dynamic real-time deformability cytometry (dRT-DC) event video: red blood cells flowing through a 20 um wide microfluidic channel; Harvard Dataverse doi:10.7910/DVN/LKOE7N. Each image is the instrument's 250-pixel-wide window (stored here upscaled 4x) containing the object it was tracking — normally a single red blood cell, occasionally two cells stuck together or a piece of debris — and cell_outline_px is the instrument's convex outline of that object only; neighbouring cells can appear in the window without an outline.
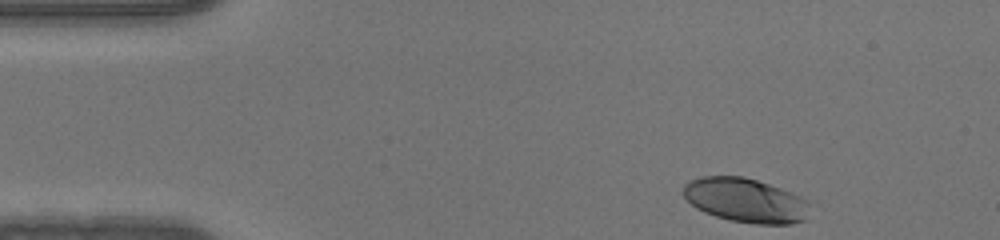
{"species": "human", "species_latin": "Homo sapiens", "temperature_condition": "warm", "stored_images_in_passage": 39, "camera_frame_rate_fps": 3000, "um_per_image_px": 0.085, "donor": {"sex": "male"}, "frame": {"image": 1, "passage_image": 1, "time_ms": 0.0, "image_size_px": [1000, 240], "cell_outline_px": [[808, 200], [804, 220], [792, 224], [756, 224], [732, 220], [716, 216], [704, 212], [696, 208], [684, 196], [684, 184], [692, 180], [704, 176], [744, 176], [780, 188], [800, 196]], "centroid_in_image_um": [63.35, 17.02], "position_along_channel_um": 21.6, "area_um2": 32.14}}
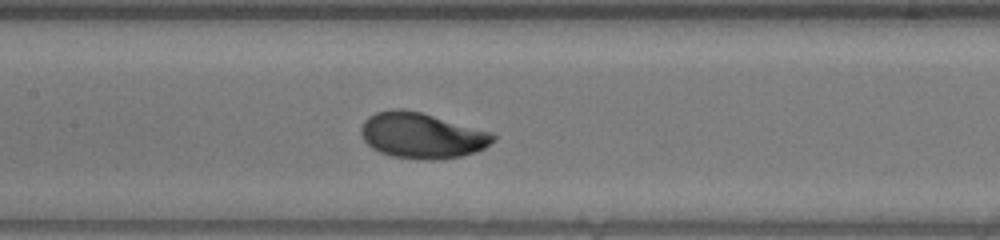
{"frame": {"image": 2, "passage_image": 18, "time_ms": 5.667, "image_size_px": [1000, 240], "cell_outline_px": [[496, 140], [484, 148], [476, 152], [460, 156], [436, 160], [424, 160], [392, 156], [380, 152], [372, 148], [364, 140], [360, 132], [360, 128], [364, 120], [368, 116], [376, 112], [388, 108], [400, 108], [420, 112], [492, 132], [496, 136]], "centroid_in_image_um": [35.84, 11.51], "position_along_channel_um": 171.6, "area_um2": 35.32}}
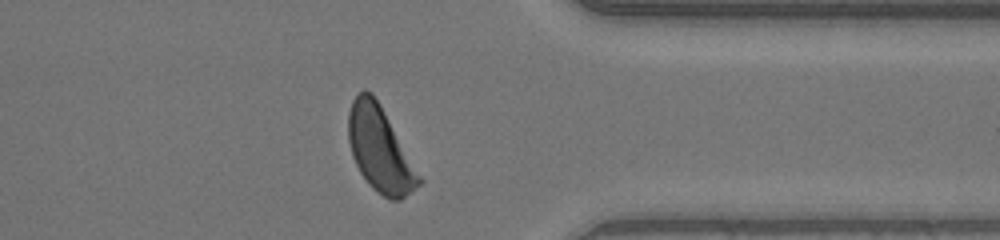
{"frame": {"image": 3, "passage_image": 34, "time_ms": 11.0, "image_size_px": [1000, 240], "cell_outline_px": [[424, 180], [416, 188], [400, 200], [388, 200], [376, 192], [368, 184], [360, 172], [352, 156], [348, 140], [348, 112], [352, 100], [364, 88], [372, 92], [380, 104]], "centroid_in_image_um": [32.29, 12.71], "position_along_channel_um": 379.1, "area_um2": 35.08}}